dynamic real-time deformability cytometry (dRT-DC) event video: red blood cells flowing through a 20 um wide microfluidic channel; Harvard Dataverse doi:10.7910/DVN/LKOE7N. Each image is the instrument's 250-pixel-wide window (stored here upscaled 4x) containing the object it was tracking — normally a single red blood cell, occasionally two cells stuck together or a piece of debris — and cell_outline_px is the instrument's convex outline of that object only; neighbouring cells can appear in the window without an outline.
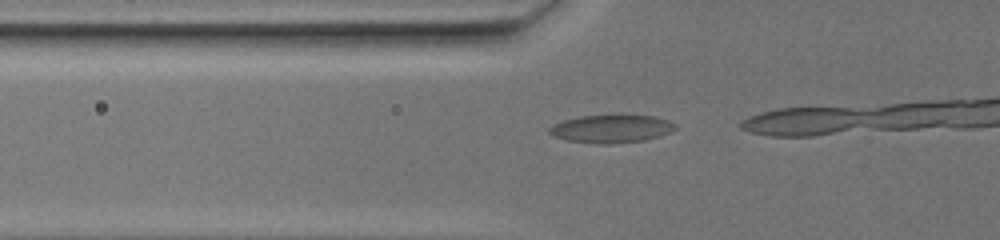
{"species": "common noctule bat (a hibernating species)", "species_latin": "Nyctalus noctula", "temperature_condition": "warm", "stored_images_in_passage": 25, "camera_frame_rate_fps": 3000, "um_per_image_px": 0.085, "animal": {"sex": "female", "body_mass_g": 19.5, "forearm_length_mm": 54.1}, "frame": {"image": 1, "passage_image": 22, "time_ms": 7.0, "image_size_px": [1000, 240], "cell_outline_px": [[676, 128], [660, 136], [644, 140], [608, 144], [600, 144], [568, 140], [556, 136], [548, 132], [548, 128], [552, 124], [564, 120], [580, 116], [620, 112], [652, 116], [668, 120], [676, 124]], "centroid_in_image_um": [51.97, 10.89], "position_along_channel_um": 73.8, "area_um2": 21.15}}